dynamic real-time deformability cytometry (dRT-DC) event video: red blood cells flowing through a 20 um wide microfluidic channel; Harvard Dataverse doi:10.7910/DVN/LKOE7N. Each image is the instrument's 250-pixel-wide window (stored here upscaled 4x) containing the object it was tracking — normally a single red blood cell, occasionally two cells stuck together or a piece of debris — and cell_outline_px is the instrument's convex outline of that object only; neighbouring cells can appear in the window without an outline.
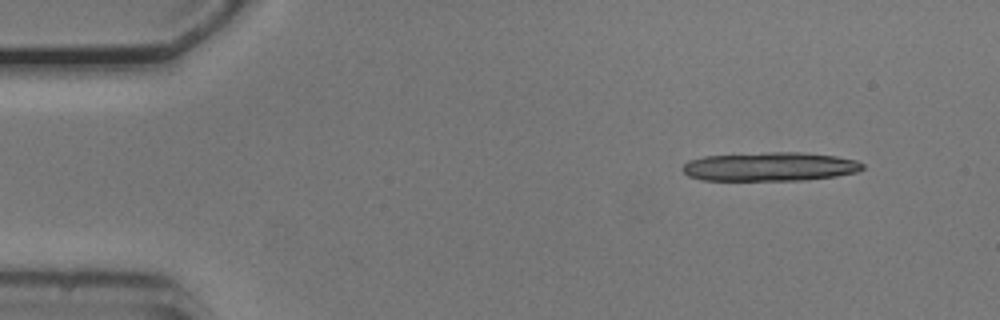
{"species": "common noctule bat (a hibernating species)", "species_latin": "Nyctalus noctula", "temperature_condition": "cold", "stored_images_in_passage": 10, "camera_frame_rate_fps": 3000, "um_per_image_px": 0.085, "animal": {"sex": "male", "body_mass_g": 20.5, "forearm_length_mm": 52.5}, "frame": {"image": 1, "passage_image": 1, "time_ms": 0.0, "image_size_px": [1000, 320], "cell_outline_px": [[864, 168], [856, 172], [836, 176], [804, 180], [704, 180], [688, 176], [680, 168], [688, 160], [704, 156], [768, 152], [800, 152], [836, 156], [856, 160], [864, 164]], "centroid_in_image_um": [65.43, 14.16], "position_along_channel_um": 19.6, "area_um2": 30.35}}